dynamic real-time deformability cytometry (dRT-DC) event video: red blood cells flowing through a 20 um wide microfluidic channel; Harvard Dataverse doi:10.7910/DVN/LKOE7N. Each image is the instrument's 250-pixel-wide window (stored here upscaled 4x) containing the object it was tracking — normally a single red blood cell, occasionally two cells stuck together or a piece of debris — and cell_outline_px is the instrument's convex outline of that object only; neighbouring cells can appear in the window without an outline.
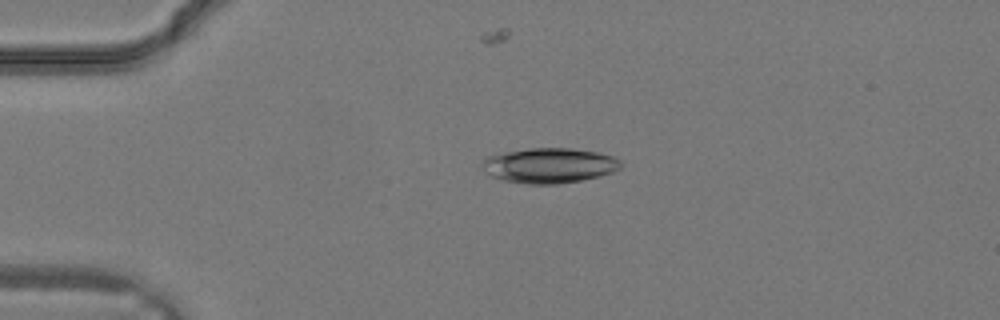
{"species": "common noctule bat (a hibernating species)", "species_latin": "Nyctalus noctula", "temperature_condition": "warm", "stored_images_in_passage": 25, "camera_frame_rate_fps": 3000, "um_per_image_px": 0.085, "animal": {"sex": "male", "body_mass_g": 19.2, "forearm_length_mm": 51.8}, "frame": {"image": 1, "passage_image": 1, "time_ms": 0.0, "image_size_px": [1000, 320], "cell_outline_px": [[624, 164], [620, 168], [612, 172], [600, 176], [584, 180], [560, 184], [528, 184], [504, 180], [492, 176], [480, 164], [488, 156], [528, 148], [572, 148], [600, 152], [612, 156], [620, 160]], "centroid_in_image_um": [46.76, 14.07], "position_along_channel_um": 38.2, "area_um2": 28.38}}
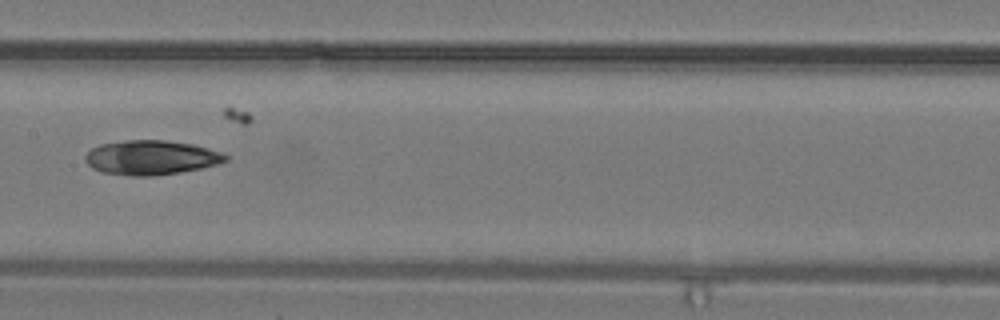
{"frame": {"image": 2, "passage_image": 10, "time_ms": 3.0, "image_size_px": [1000, 320], "cell_outline_px": [[228, 160], [220, 164], [204, 168], [180, 172], [152, 176], [132, 176], [100, 172], [92, 168], [84, 160], [84, 156], [92, 148], [100, 144], [128, 140], [164, 140], [192, 144], [208, 148], [220, 152], [228, 156]], "centroid_in_image_um": [12.85, 13.4], "position_along_channel_um": 194.5, "area_um2": 28.32}}
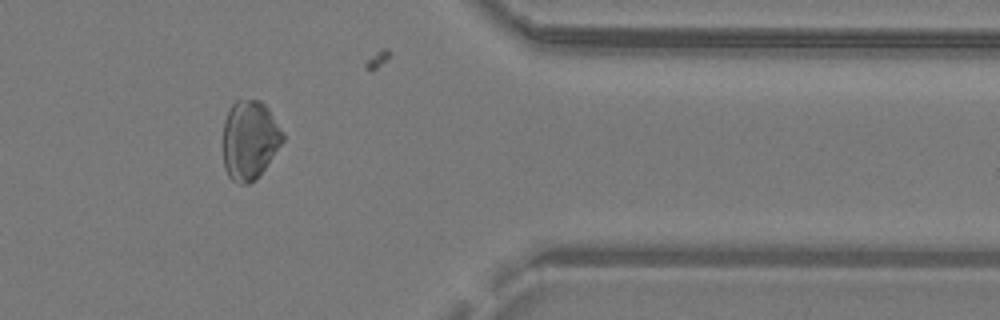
{"frame": {"image": 3, "passage_image": 20, "time_ms": 6.333, "image_size_px": [1000, 320], "cell_outline_px": [[284, 140], [260, 176], [256, 180], [248, 184], [240, 184], [232, 180], [228, 176], [224, 168], [224, 120], [232, 104], [236, 100], [260, 100], [268, 108], [284, 132]], "centroid_in_image_um": [21.24, 11.92], "position_along_channel_um": 390.2, "area_um2": 27.69}}